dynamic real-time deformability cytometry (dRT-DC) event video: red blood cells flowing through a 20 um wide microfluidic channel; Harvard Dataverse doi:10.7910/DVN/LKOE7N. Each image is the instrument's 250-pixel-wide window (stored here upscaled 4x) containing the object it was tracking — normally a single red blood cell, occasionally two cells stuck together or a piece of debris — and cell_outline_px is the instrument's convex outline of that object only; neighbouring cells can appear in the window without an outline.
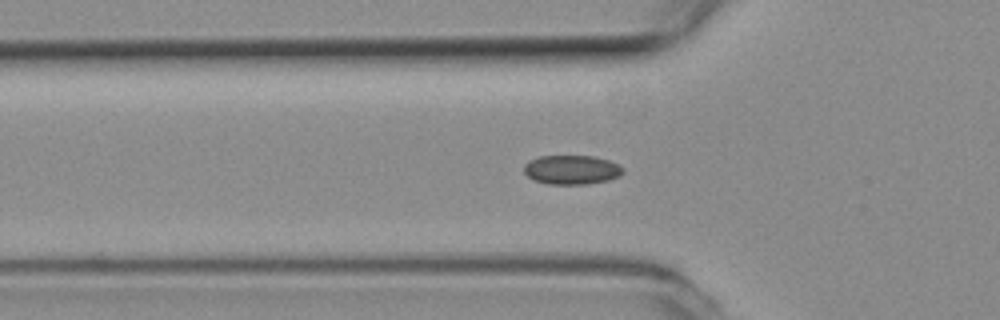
{"species": "common noctule bat (a hibernating species)", "species_latin": "Nyctalus noctula", "temperature_condition": "room temperature", "stored_images_in_passage": 45, "camera_frame_rate_fps": 3000, "um_per_image_px": 0.085, "animal": {"sex": "female", "body_mass_g": 19.3, "forearm_length_mm": 54.1}, "frame": {"image": 1, "passage_image": 7, "time_ms": 2.0, "image_size_px": [1000, 320], "cell_outline_px": [[624, 172], [620, 176], [608, 180], [588, 184], [548, 184], [532, 180], [524, 172], [524, 164], [528, 160], [540, 156], [592, 156], [608, 160], [624, 168]], "centroid_in_image_um": [48.57, 14.43], "position_along_channel_um": 77.2, "area_um2": 16.94}}
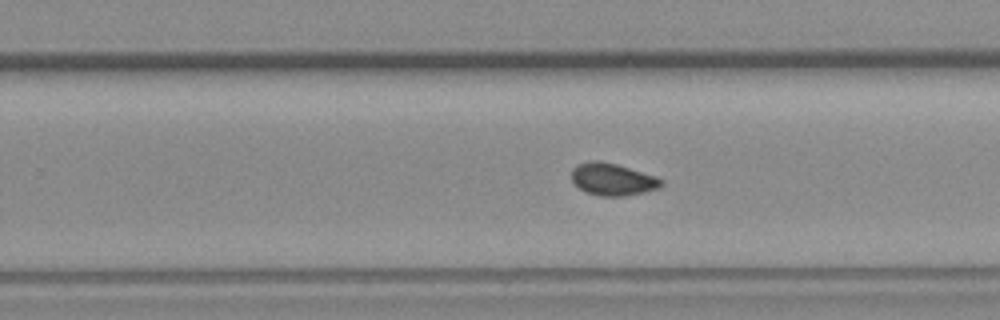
{"frame": {"image": 2, "passage_image": 23, "time_ms": 7.333, "image_size_px": [1000, 320], "cell_outline_px": [[664, 184], [660, 188], [644, 192], [624, 196], [600, 196], [588, 192], [580, 188], [572, 180], [572, 168], [580, 164], [596, 160], [616, 164], [656, 176], [664, 180]], "centroid_in_image_um": [52.13, 15.25], "position_along_channel_um": 277.7, "area_um2": 16.65}}
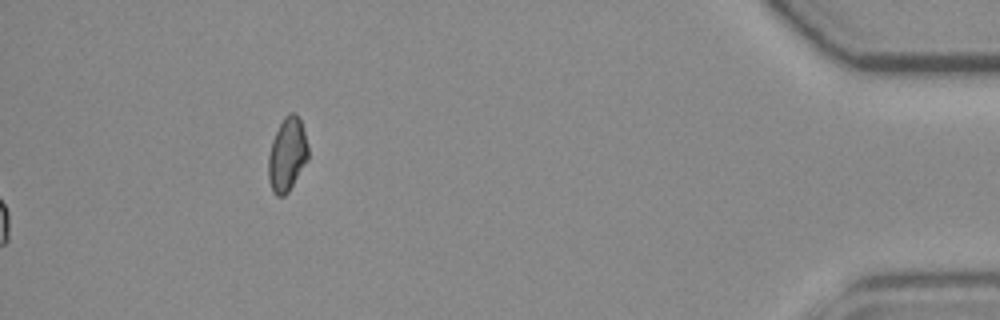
{"frame": {"image": 3, "passage_image": 45, "time_ms": 14.667, "image_size_px": [1000, 320], "cell_outline_px": [[308, 160], [288, 192], [284, 196], [276, 196], [272, 192], [268, 180], [268, 156], [272, 140], [284, 116], [288, 112], [296, 112], [300, 120], [308, 144]], "centroid_in_image_um": [24.4, 13.14], "position_along_channel_um": 410.8, "area_um2": 17.22}, "authors_computed_cell_mechanics": {"area_um2": 16.184, "velocity_mm_per_s": 3.7537, "shape_relaxation_time_tau1_ms": null, "shape_relaxation_time_tau2_ms": 2.2666, "deformation_change_tau1": null, "deformation_change_tau2": 0.0419}}